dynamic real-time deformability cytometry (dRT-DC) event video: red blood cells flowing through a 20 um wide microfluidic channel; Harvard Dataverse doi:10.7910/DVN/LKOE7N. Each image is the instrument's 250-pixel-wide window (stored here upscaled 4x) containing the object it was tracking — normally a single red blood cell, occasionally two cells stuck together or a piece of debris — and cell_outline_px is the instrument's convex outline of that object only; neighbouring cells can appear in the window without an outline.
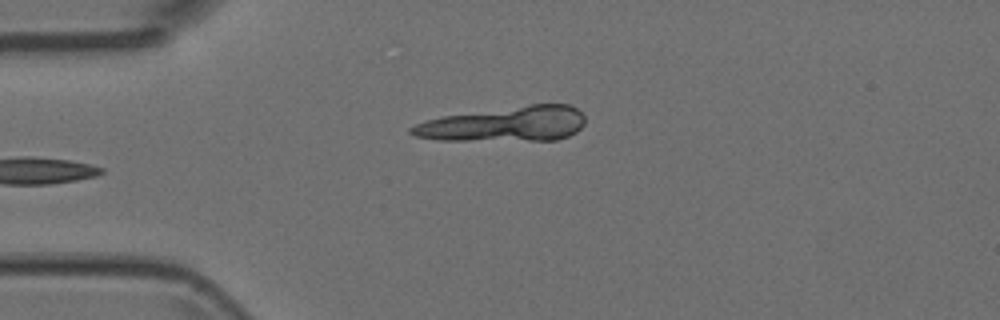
{"species": "Egyptian fruit bat (a non-hibernating species)", "species_latin": "Rousettus aegyptiacus", "temperature_condition": "room temperature", "stored_images_in_passage": 6, "camera_frame_rate_fps": 3000, "um_per_image_px": 0.085, "animal": {"sex": "female"}, "frame": {"image": 1, "passage_image": 6, "time_ms": 1.667, "image_size_px": [1000, 320], "cell_outline_px": [[584, 124], [576, 132], [568, 136], [556, 140], [440, 140], [416, 136], [408, 132], [408, 128], [416, 124], [428, 120], [444, 116], [532, 104], [568, 104], [576, 108], [584, 116]], "centroid_in_image_um": [42.93, 10.55], "position_along_channel_um": 42.1, "area_um2": 35.03}}